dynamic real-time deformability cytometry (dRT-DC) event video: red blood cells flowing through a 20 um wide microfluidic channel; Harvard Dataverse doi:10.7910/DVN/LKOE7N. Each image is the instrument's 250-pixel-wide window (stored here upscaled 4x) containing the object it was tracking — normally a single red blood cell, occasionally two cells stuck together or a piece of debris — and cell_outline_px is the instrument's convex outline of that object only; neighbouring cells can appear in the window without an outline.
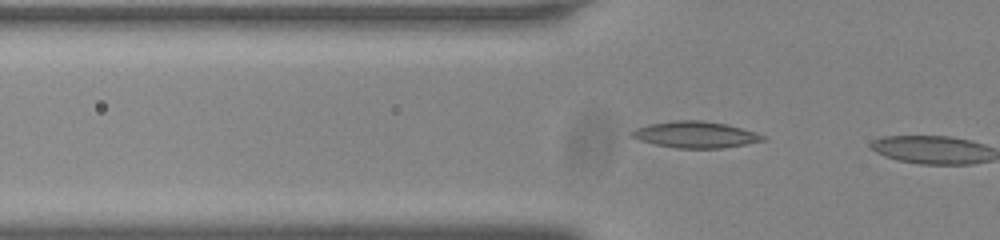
{"species": "common noctule bat (a hibernating species)", "species_latin": "Nyctalus noctula", "temperature_condition": "room temperature", "stored_images_in_passage": 5, "camera_frame_rate_fps": 3000, "um_per_image_px": 0.085, "animal": {"sex": "male", "body_mass_g": 20.0, "forearm_length_mm": 53.3}, "frame": {"image": 1, "passage_image": 4, "time_ms": 1.0, "image_size_px": [1000, 240], "cell_outline_px": [[768, 136], [764, 140], [744, 144], [720, 148], [676, 148], [656, 144], [640, 140], [632, 136], [628, 132], [636, 128], [648, 124], [672, 120], [700, 120], [728, 124], [756, 132]], "centroid_in_image_um": [59.11, 11.43], "position_along_channel_um": 66.7, "area_um2": 20.17}}